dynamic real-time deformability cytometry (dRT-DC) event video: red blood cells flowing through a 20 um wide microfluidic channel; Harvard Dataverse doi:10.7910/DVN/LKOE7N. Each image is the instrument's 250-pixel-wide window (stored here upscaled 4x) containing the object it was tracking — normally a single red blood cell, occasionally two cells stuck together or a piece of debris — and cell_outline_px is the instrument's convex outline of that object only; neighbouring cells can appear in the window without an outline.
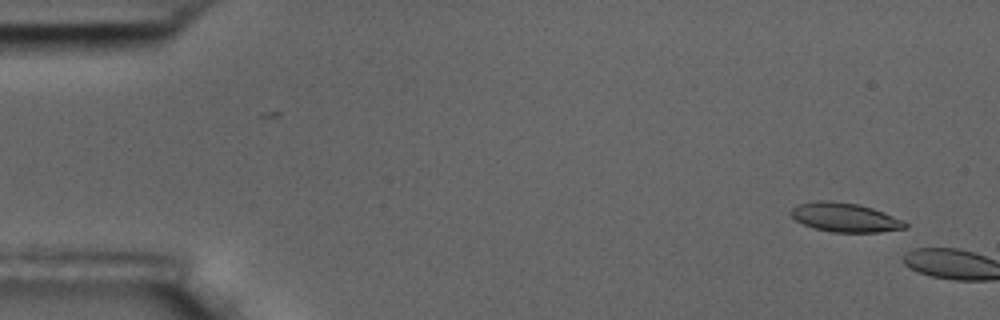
{"species": "common noctule bat (a hibernating species)", "species_latin": "Nyctalus noctula", "temperature_condition": "room temperature", "stored_images_in_passage": 2, "camera_frame_rate_fps": 3000, "um_per_image_px": 0.085, "animal": {"sex": "male", "body_mass_g": 17.5, "forearm_length_mm": 52.3}, "frame": {"image": 1, "passage_image": 1, "time_ms": 0.0, "image_size_px": [1000, 320], "cell_outline_px": [[908, 228], [880, 232], [832, 232], [812, 228], [796, 220], [788, 212], [792, 208], [800, 204], [816, 200], [832, 200], [860, 204], [872, 208], [904, 220], [908, 224]], "centroid_in_image_um": [71.83, 18.47], "position_along_channel_um": 13.2, "area_um2": 19.54}}